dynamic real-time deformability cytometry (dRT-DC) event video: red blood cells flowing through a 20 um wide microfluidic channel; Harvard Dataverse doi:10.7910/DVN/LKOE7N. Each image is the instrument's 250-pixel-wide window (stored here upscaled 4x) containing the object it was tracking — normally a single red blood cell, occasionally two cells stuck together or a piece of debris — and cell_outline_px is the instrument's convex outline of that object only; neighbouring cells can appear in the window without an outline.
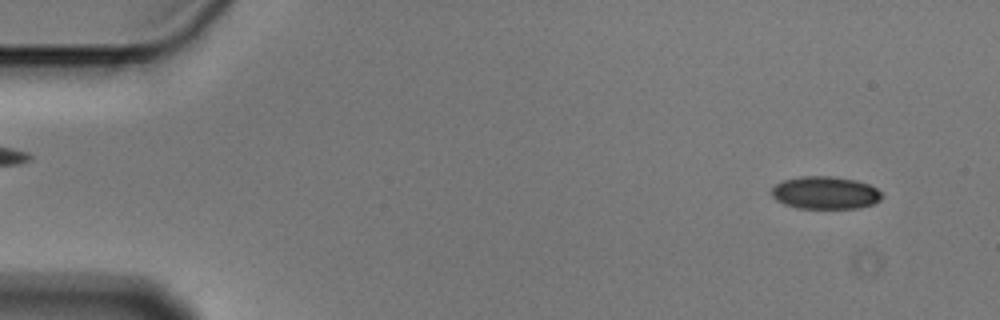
{"species": "Egyptian fruit bat (a non-hibernating species)", "species_latin": "Rousettus aegyptiacus", "temperature_condition": "cold", "stored_images_in_passage": 6, "camera_frame_rate_fps": 3000, "um_per_image_px": 0.085, "animal": {"sex": "male"}, "frame": {"image": 1, "passage_image": 2, "time_ms": 0.333, "image_size_px": [1000, 320], "cell_outline_px": [[884, 196], [880, 200], [872, 204], [860, 208], [796, 208], [784, 204], [776, 200], [772, 196], [772, 188], [776, 184], [784, 180], [800, 176], [828, 176], [856, 180], [868, 184], [876, 188]], "centroid_in_image_um": [70.14, 16.39], "position_along_channel_um": 14.9, "area_um2": 20.98}}
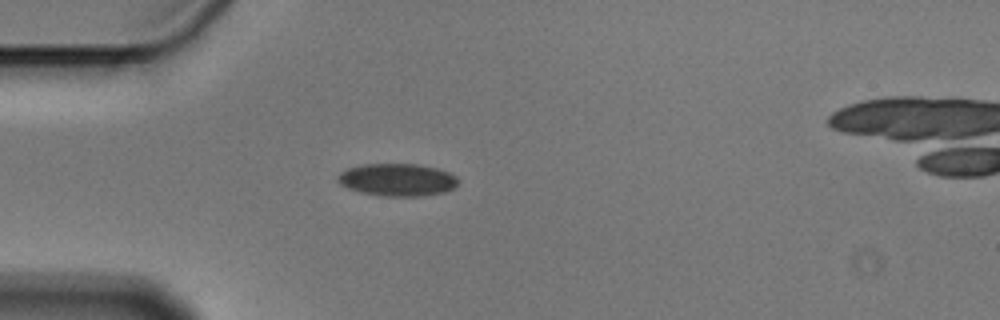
{"frame": {"image": 2, "passage_image": 5, "time_ms": 1.333, "image_size_px": [1000, 320], "cell_outline_px": [[456, 184], [452, 188], [444, 192], [420, 196], [388, 196], [360, 192], [348, 188], [340, 184], [336, 180], [336, 176], [340, 172], [348, 168], [364, 164], [420, 164], [436, 168], [448, 172], [456, 176]], "centroid_in_image_um": [33.73, 15.27], "position_along_channel_um": 51.3, "area_um2": 22.66}}